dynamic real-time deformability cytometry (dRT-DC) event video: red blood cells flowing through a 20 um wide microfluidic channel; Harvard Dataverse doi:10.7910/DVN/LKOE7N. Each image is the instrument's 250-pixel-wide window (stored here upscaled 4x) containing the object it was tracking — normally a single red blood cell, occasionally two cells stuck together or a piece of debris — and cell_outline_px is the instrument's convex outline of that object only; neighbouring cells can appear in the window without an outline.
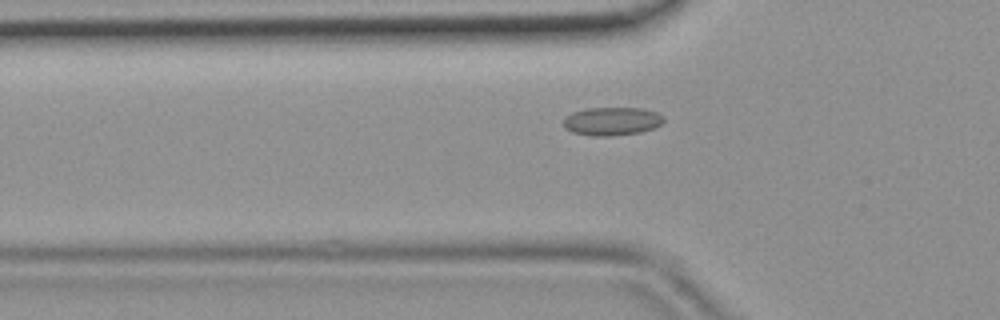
{"species": "common noctule bat (a hibernating species)", "species_latin": "Nyctalus noctula", "temperature_condition": "room temperature", "stored_images_in_passage": 41, "camera_frame_rate_fps": 3000, "um_per_image_px": 0.085, "animal": {"sex": "female", "body_mass_g": 19.9}, "frame": {"image": 1, "passage_image": 13, "time_ms": 4.0, "image_size_px": [1000, 320], "cell_outline_px": [[664, 120], [660, 124], [652, 128], [640, 132], [612, 136], [592, 136], [572, 132], [564, 128], [564, 120], [572, 112], [588, 108], [644, 108], [656, 112], [664, 116]], "centroid_in_image_um": [52.01, 10.3], "position_along_channel_um": 73.8, "area_um2": 16.47}}
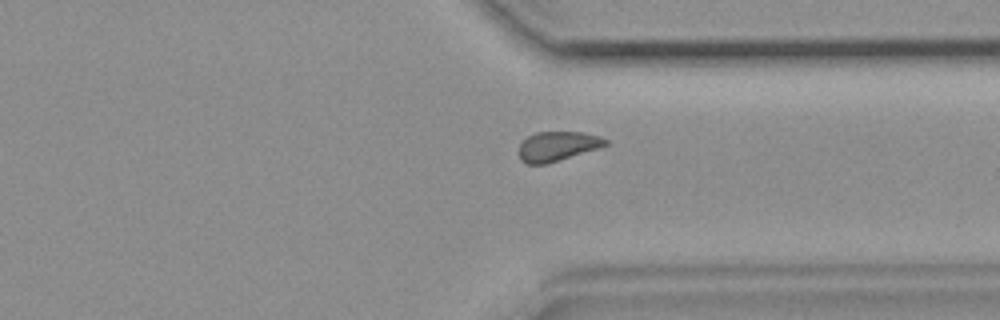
{"frame": {"image": 2, "passage_image": 33, "time_ms": 10.667, "image_size_px": [1000, 320], "cell_outline_px": [[608, 144], [596, 148], [544, 164], [528, 164], [520, 160], [520, 144], [528, 136], [536, 132], [584, 132], [600, 136], [608, 140]], "centroid_in_image_um": [47.37, 12.41], "position_along_channel_um": 364.0, "area_um2": 14.51}}
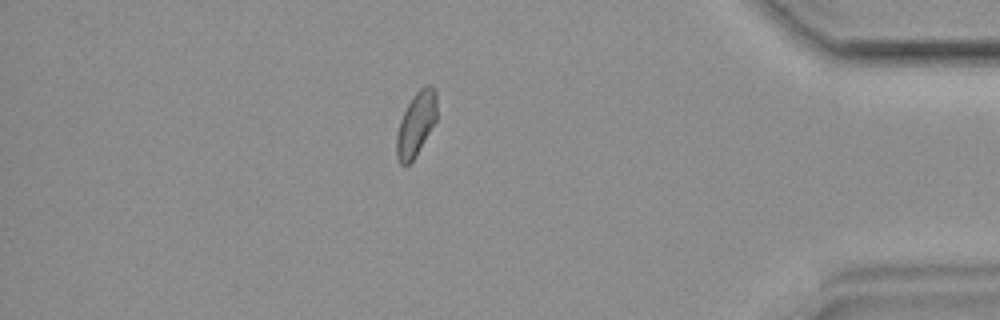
{"frame": {"image": 3, "passage_image": 38, "time_ms": 12.333, "image_size_px": [1000, 320], "cell_outline_px": [[436, 120], [416, 156], [408, 164], [400, 164], [396, 156], [396, 136], [400, 120], [412, 96], [420, 88], [428, 84], [436, 88]], "centroid_in_image_um": [35.36, 10.53], "position_along_channel_um": 399.8, "area_um2": 14.97}}